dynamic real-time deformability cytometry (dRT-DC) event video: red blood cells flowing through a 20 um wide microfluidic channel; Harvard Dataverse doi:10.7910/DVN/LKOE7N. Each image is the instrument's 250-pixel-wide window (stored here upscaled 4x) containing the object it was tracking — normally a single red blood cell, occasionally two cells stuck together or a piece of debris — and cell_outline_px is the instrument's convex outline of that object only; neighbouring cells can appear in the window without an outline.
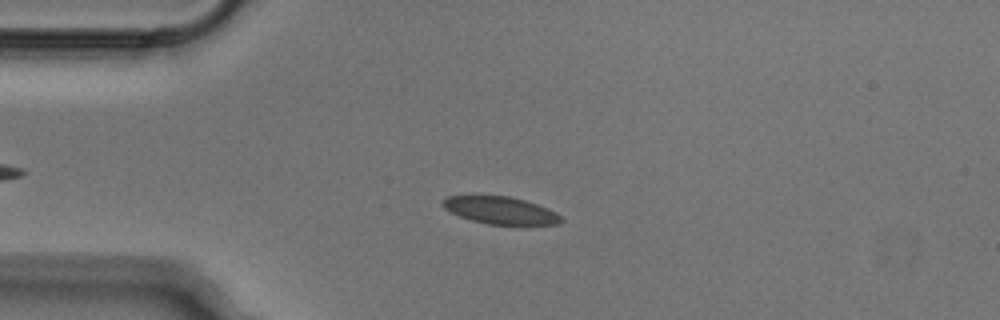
{"species": "Egyptian fruit bat (a non-hibernating species)", "species_latin": "Rousettus aegyptiacus", "temperature_condition": "cold", "stored_images_in_passage": 53, "camera_frame_rate_fps": 3000, "um_per_image_px": 0.085, "animal": {"sex": "male"}, "frame": {"image": 1, "passage_image": 13, "time_ms": 4.0, "image_size_px": [1000, 320], "cell_outline_px": [[564, 220], [556, 224], [488, 224], [472, 220], [460, 216], [444, 208], [440, 204], [440, 200], [448, 196], [508, 196], [524, 200], [548, 208], [556, 212]], "centroid_in_image_um": [42.51, 17.87], "position_along_channel_um": 42.5, "area_um2": 18.61}}
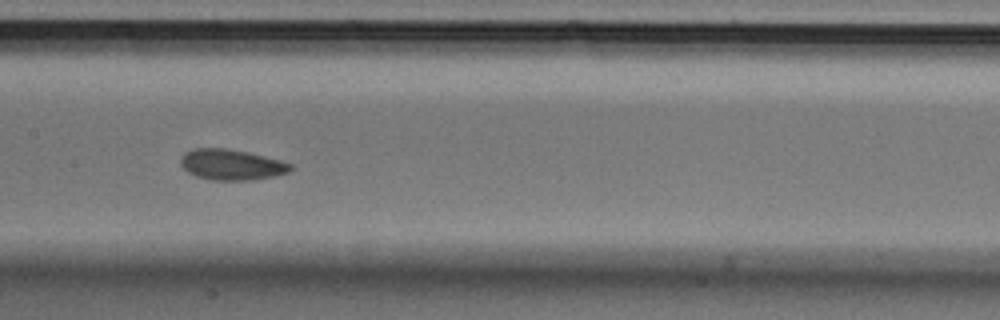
{"frame": {"image": 2, "passage_image": 26, "time_ms": 8.333, "image_size_px": [1000, 320], "cell_outline_px": [[292, 168], [288, 172], [276, 176], [256, 180], [212, 180], [196, 176], [188, 172], [180, 164], [180, 156], [184, 152], [192, 148], [224, 148], [248, 152], [280, 160], [292, 164]], "centroid_in_image_um": [19.66, 13.99], "position_along_channel_um": 187.7, "area_um2": 19.83}}
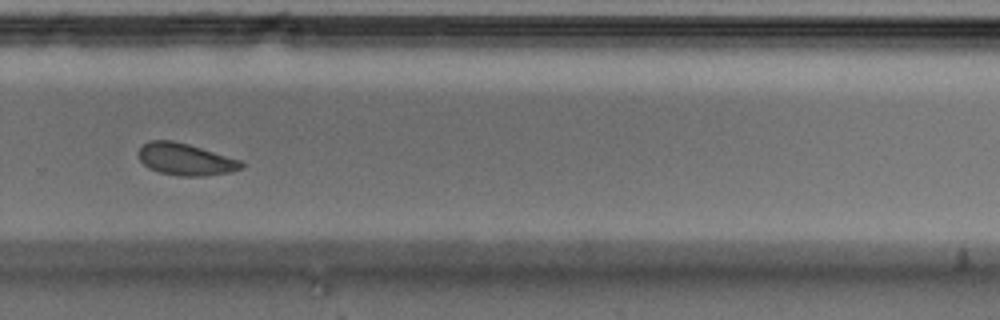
{"frame": {"image": 3, "passage_image": 36, "time_ms": 11.667, "image_size_px": [1000, 320], "cell_outline_px": [[244, 168], [232, 172], [204, 176], [180, 176], [160, 172], [148, 168], [140, 160], [136, 152], [148, 140], [172, 140], [188, 144], [240, 160], [244, 164]], "centroid_in_image_um": [15.75, 13.54], "position_along_channel_um": 314.0, "area_um2": 19.19}}